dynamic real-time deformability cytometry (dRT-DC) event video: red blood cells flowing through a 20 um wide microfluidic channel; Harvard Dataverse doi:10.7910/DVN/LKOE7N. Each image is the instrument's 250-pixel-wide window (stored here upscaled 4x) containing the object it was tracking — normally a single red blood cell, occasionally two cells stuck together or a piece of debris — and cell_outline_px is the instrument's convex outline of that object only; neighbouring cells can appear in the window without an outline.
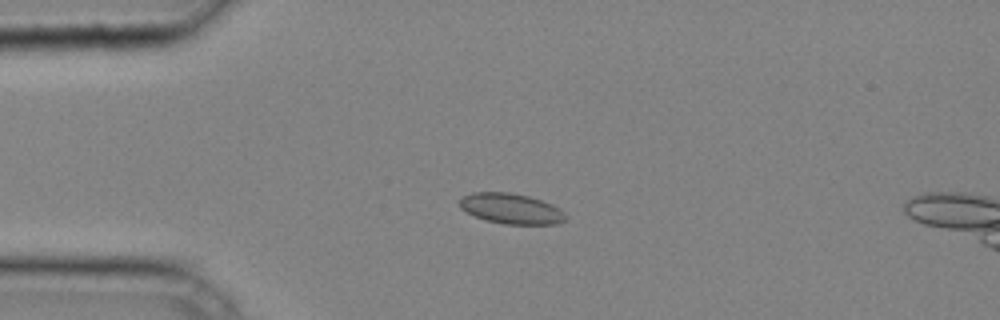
{"species": "common noctule bat (a hibernating species)", "species_latin": "Nyctalus noctula", "temperature_condition": "cold", "stored_images_in_passage": 41, "camera_frame_rate_fps": 3000, "um_per_image_px": 0.085, "animal": {"sex": "male", "body_mass_g": 20.4}, "frame": {"image": 1, "passage_image": 10, "time_ms": 3.0, "image_size_px": [1000, 320], "cell_outline_px": [[568, 216], [564, 220], [556, 224], [504, 224], [488, 220], [476, 216], [460, 208], [460, 196], [472, 192], [508, 192], [528, 196], [552, 204], [564, 212]], "centroid_in_image_um": [43.44, 17.72], "position_along_channel_um": 41.6, "area_um2": 18.67}}
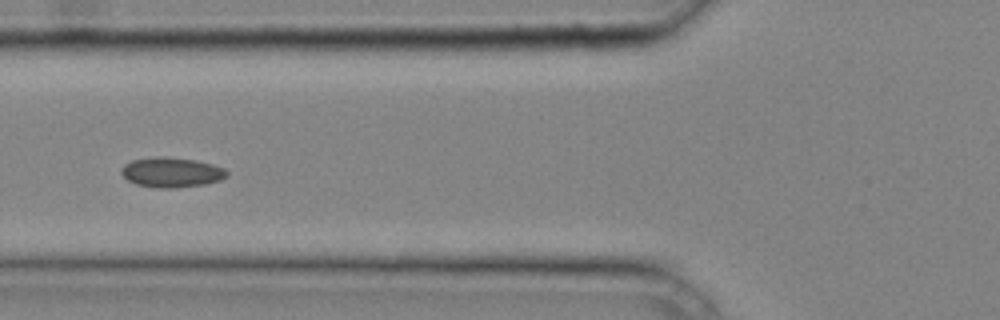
{"frame": {"image": 2, "passage_image": 16, "time_ms": 5.0, "image_size_px": [1000, 320], "cell_outline_px": [[228, 176], [220, 180], [204, 184], [172, 188], [156, 188], [136, 184], [128, 180], [120, 172], [124, 164], [132, 160], [156, 156], [164, 156], [196, 160], [212, 164], [224, 168], [228, 172]], "centroid_in_image_um": [14.58, 14.64], "position_along_channel_um": 111.2, "area_um2": 18.44}}
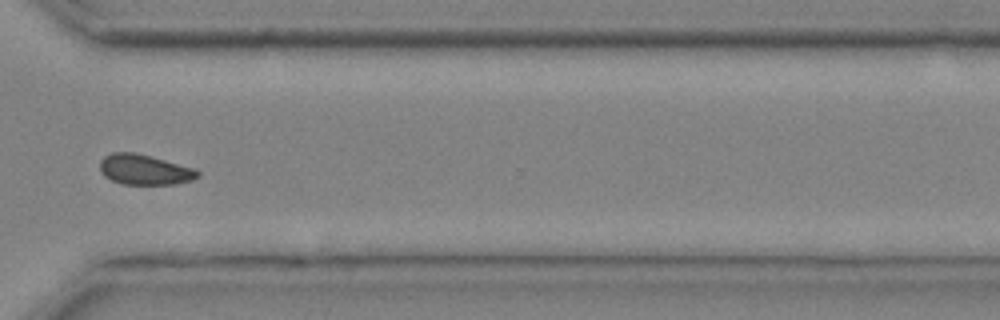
{"frame": {"image": 3, "passage_image": 32, "time_ms": 10.333, "image_size_px": [1000, 320], "cell_outline_px": [[200, 176], [192, 180], [172, 184], [120, 184], [104, 176], [100, 172], [100, 160], [104, 156], [112, 152], [136, 152], [152, 156], [196, 168], [200, 172]], "centroid_in_image_um": [12.29, 14.41], "position_along_channel_um": 358.3, "area_um2": 17.51}}